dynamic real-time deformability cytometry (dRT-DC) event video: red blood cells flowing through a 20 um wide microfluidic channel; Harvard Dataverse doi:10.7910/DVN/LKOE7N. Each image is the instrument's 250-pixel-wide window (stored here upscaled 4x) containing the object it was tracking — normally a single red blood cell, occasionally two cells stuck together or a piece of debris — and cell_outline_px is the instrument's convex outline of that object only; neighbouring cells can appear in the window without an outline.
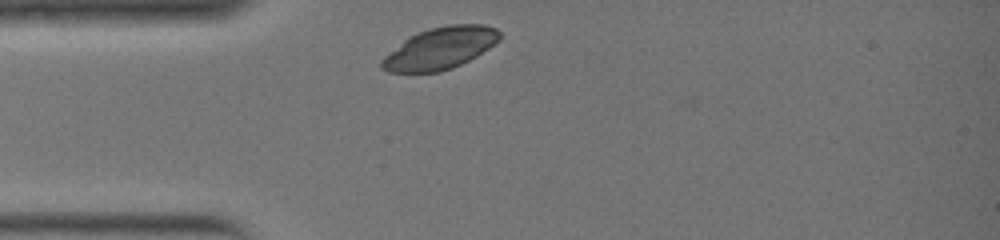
{"species": "common noctule bat (a hibernating species)", "species_latin": "Nyctalus noctula", "temperature_condition": "warm", "stored_images_in_passage": 22, "camera_frame_rate_fps": 3000, "um_per_image_px": 0.085, "animal": {"sex": "female", "body_mass_g": 19.0, "forearm_length_mm": 51.5}, "frame": {"image": 1, "passage_image": 1, "time_ms": 0.0, "image_size_px": [1000, 240], "cell_outline_px": [[500, 40], [476, 56], [452, 68], [440, 72], [388, 72], [380, 68], [380, 60], [384, 56], [404, 40], [416, 32], [428, 28], [448, 24], [484, 24], [496, 28], [500, 32]], "centroid_in_image_um": [37.4, 4.09], "position_along_channel_um": 47.6, "area_um2": 28.78}}
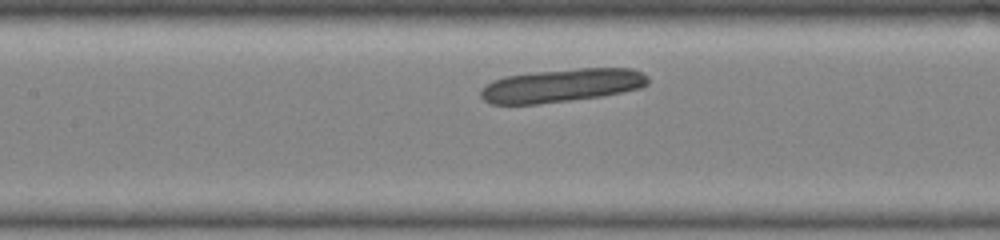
{"frame": {"image": 2, "passage_image": 8, "time_ms": 2.333, "image_size_px": [1000, 240], "cell_outline_px": [[648, 84], [640, 88], [600, 96], [536, 104], [492, 104], [484, 100], [480, 96], [480, 92], [492, 80], [504, 76], [536, 72], [580, 68], [632, 68], [644, 72], [648, 76]], "centroid_in_image_um": [47.77, 7.25], "position_along_channel_um": 159.6, "area_um2": 32.25}}
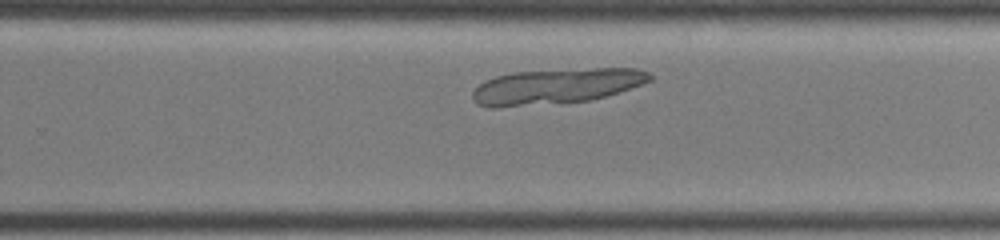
{"frame": {"image": 3, "passage_image": 15, "time_ms": 4.667, "image_size_px": [1000, 240], "cell_outline_px": [[652, 80], [604, 96], [588, 100], [496, 108], [488, 108], [476, 104], [472, 96], [472, 92], [484, 80], [496, 76], [512, 72], [592, 68], [636, 68], [648, 72], [652, 76]], "centroid_in_image_um": [47.21, 7.32], "position_along_channel_um": 282.6, "area_um2": 36.24}}